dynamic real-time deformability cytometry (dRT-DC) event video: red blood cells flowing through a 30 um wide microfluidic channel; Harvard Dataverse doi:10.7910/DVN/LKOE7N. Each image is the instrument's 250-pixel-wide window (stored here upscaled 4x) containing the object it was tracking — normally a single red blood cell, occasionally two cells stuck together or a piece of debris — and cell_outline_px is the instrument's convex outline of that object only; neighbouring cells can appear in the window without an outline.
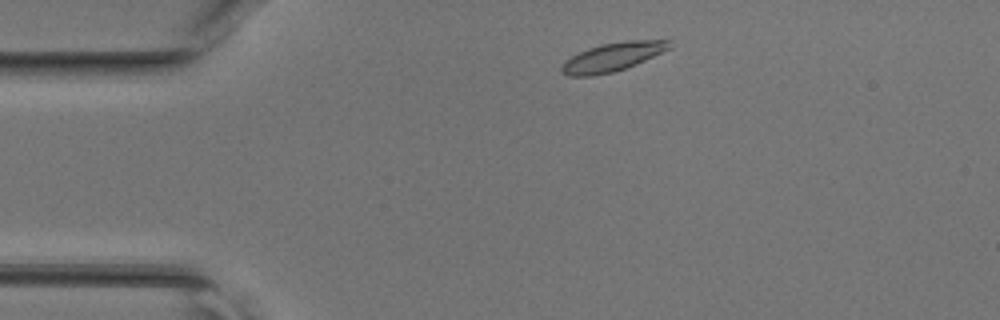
{"species": "common noctule bat (a hibernating species)", "species_latin": "Nyctalus noctula", "temperature_condition": "room temperature", "stored_images_in_passage": 40, "camera_frame_rate_fps": 3000, "um_per_image_px": 0.085, "animal": {"sex": "female", "body_mass_g": 17.0, "forearm_length_mm": 48.0}, "frame": {"image": 1, "passage_image": 3, "time_ms": 0.667, "image_size_px": [1000, 320], "cell_outline_px": [[672, 48], [636, 64], [612, 72], [592, 76], [568, 76], [560, 72], [560, 64], [564, 60], [588, 48], [600, 44], [628, 40], [668, 40]], "centroid_in_image_um": [52.03, 4.84], "position_along_channel_um": 33.0, "area_um2": 18.03}}
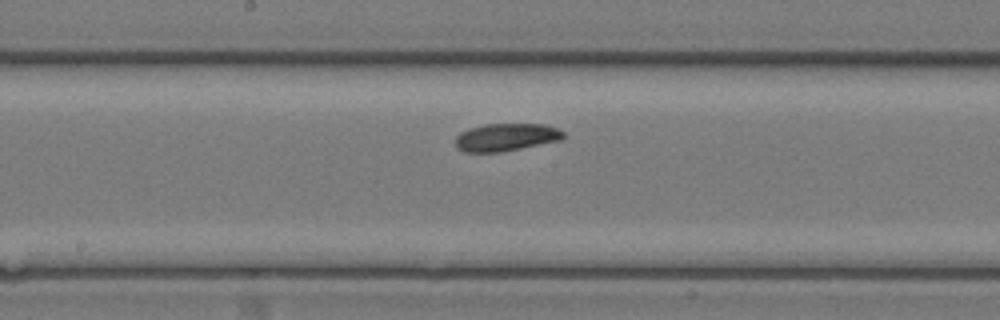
{"frame": {"image": 2, "passage_image": 18, "time_ms": 5.667, "image_size_px": [1000, 320], "cell_outline_px": [[564, 136], [560, 140], [500, 152], [464, 152], [456, 148], [456, 136], [460, 132], [468, 128], [484, 124], [544, 124], [556, 128], [564, 132]], "centroid_in_image_um": [42.97, 11.66], "position_along_channel_um": 205.2, "area_um2": 17.34}}
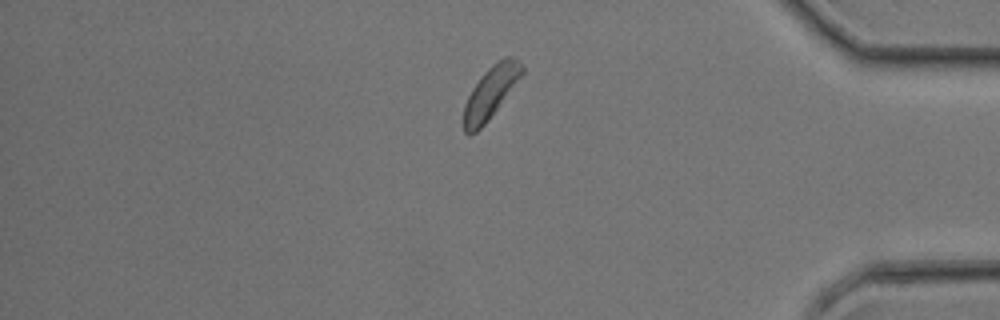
{"frame": {"image": 3, "passage_image": 33, "time_ms": 10.667, "image_size_px": [1000, 320], "cell_outline_px": [[524, 72], [488, 120], [476, 132], [468, 136], [464, 132], [464, 104], [472, 88], [484, 72], [492, 64], [504, 56], [516, 56], [524, 68]], "centroid_in_image_um": [41.7, 7.83], "position_along_channel_um": 393.5, "area_um2": 17.46}}